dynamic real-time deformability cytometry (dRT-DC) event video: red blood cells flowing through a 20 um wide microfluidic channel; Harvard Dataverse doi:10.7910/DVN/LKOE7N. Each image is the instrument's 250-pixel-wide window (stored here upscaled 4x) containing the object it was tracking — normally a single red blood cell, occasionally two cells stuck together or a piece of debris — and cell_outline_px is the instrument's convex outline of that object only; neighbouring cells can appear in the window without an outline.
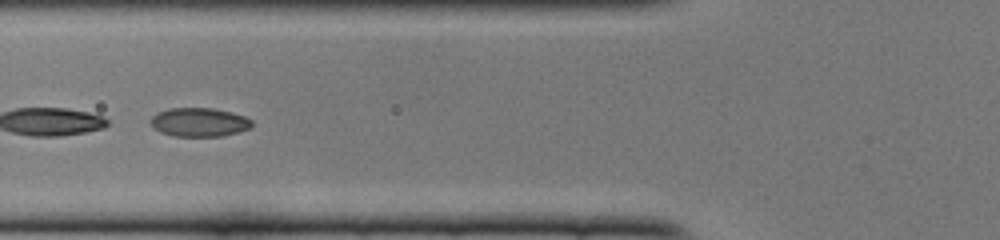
{"species": "common noctule bat (a hibernating species)", "species_latin": "Nyctalus noctula", "temperature_condition": "cold", "stored_images_in_passage": 43, "segment_of_instrument_passage": [2, 2], "camera_frame_rate_fps": 3000, "um_per_image_px": 0.085, "animal": {"sex": "female", "body_mass_g": 22.0, "forearm_length_mm": 56.7}, "frame": {"image": 1, "passage_image": 19, "time_ms": 6.0, "image_size_px": [1000, 240], "cell_outline_px": [[252, 128], [224, 136], [172, 136], [160, 132], [152, 128], [148, 120], [156, 112], [168, 108], [212, 108], [232, 112], [244, 116], [252, 120]], "centroid_in_image_um": [16.9, 10.39], "position_along_channel_um": 108.9, "area_um2": 17.34}}
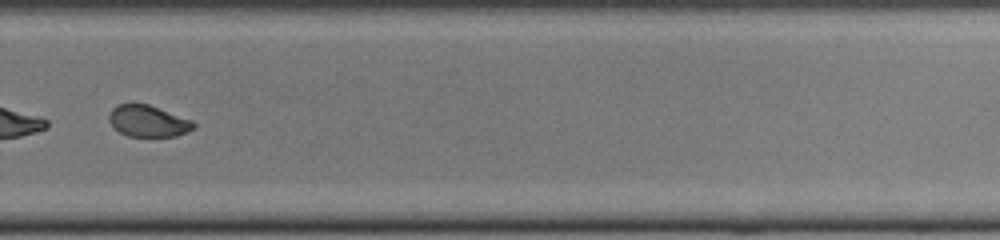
{"frame": {"image": 2, "passage_image": 35, "time_ms": 11.333, "image_size_px": [1000, 240], "cell_outline_px": [[196, 128], [188, 132], [176, 136], [128, 136], [120, 132], [108, 120], [108, 116], [112, 108], [116, 104], [148, 104], [192, 120], [196, 124]], "centroid_in_image_um": [12.61, 10.29], "position_along_channel_um": 317.2, "area_um2": 15.49}}